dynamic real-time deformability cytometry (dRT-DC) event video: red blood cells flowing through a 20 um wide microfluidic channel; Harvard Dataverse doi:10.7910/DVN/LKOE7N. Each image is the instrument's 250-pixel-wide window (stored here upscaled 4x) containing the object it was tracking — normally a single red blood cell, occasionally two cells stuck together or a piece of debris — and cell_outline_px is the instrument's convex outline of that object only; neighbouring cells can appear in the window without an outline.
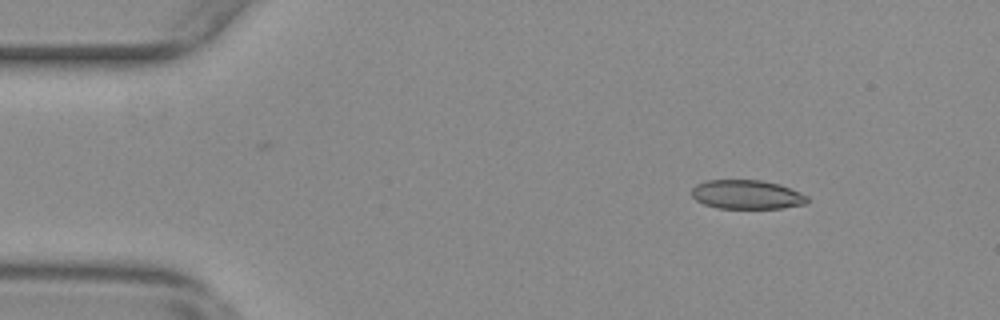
{"species": "common noctule bat (a hibernating species)", "species_latin": "Nyctalus noctula", "temperature_condition": "warm", "stored_images_in_passage": 55, "camera_frame_rate_fps": 3000, "um_per_image_px": 0.085, "animal": {"sex": "female", "body_mass_g": 29.2, "forearm_length_mm": 56.3}, "frame": {"image": 1, "passage_image": 7, "time_ms": 2.0, "image_size_px": [1000, 320], "cell_outline_px": [[808, 204], [780, 208], [716, 208], [704, 204], [696, 200], [692, 196], [692, 188], [696, 184], [708, 180], [760, 180], [780, 184], [800, 192], [808, 196]], "centroid_in_image_um": [63.49, 16.54], "position_along_channel_um": 21.5, "area_um2": 19.65}}
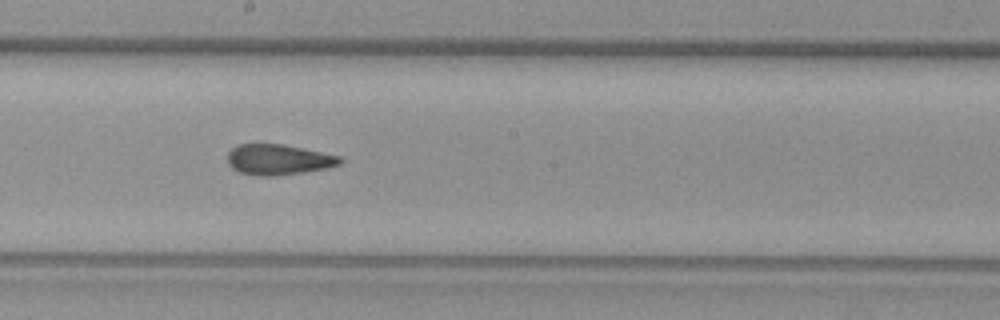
{"frame": {"image": 2, "passage_image": 30, "time_ms": 9.667, "image_size_px": [1000, 320], "cell_outline_px": [[344, 160], [340, 164], [328, 168], [304, 172], [276, 176], [256, 176], [240, 172], [232, 168], [228, 164], [228, 152], [236, 144], [284, 144], [340, 156]], "centroid_in_image_um": [23.66, 13.57], "position_along_channel_um": 224.5, "area_um2": 20.17}}
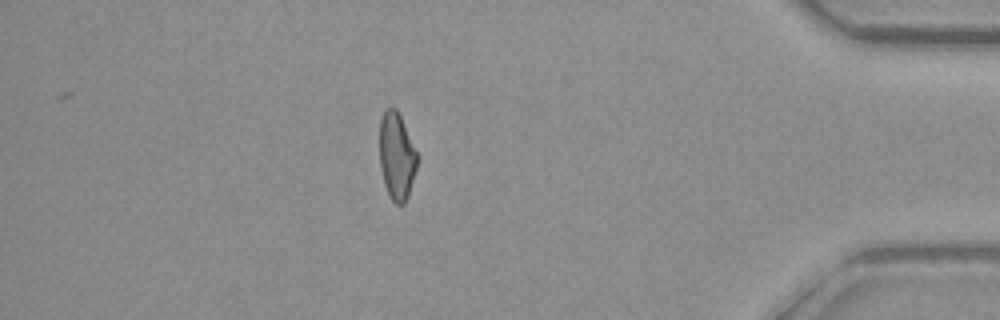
{"frame": {"image": 3, "passage_image": 48, "time_ms": 15.667, "image_size_px": [1000, 320], "cell_outline_px": [[420, 156], [408, 196], [404, 204], [396, 204], [392, 200], [384, 184], [380, 164], [380, 120], [384, 112], [388, 108], [396, 108]], "centroid_in_image_um": [33.74, 13.28], "position_along_channel_um": 401.5, "area_um2": 19.13}, "authors_computed_cell_mechanics": {"area_um2": 20.1722, "velocity_mm_per_s": 3.7058, "shape_relaxation_time_tau1_ms": null, "shape_relaxation_time_tau2_ms": 2.3224, "deformation_change_tau1": null, "deformation_change_tau2": 0.0959}}